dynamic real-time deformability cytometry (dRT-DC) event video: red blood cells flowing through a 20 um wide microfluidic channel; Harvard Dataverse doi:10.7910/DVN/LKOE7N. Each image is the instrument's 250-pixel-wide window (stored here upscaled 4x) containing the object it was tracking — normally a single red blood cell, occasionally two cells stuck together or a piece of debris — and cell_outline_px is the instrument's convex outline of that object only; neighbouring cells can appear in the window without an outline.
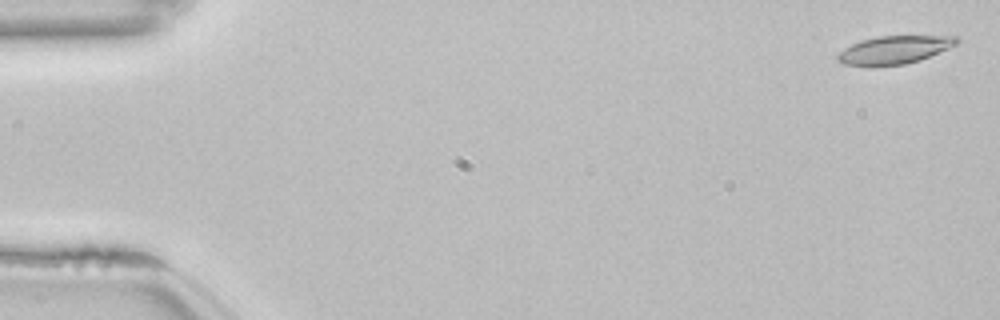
{"species": "common noctule bat (a hibernating species)", "species_latin": "Nyctalus noctula", "temperature_condition": "room temperature", "stored_images_in_passage": 54, "camera_frame_rate_fps": 3000, "um_per_image_px": 0.085, "animal": {"sex": "female", "body_mass_g": 22.7, "forearm_length_mm": 54.2}, "frame": {"image": 1, "passage_image": 2, "time_ms": 0.333, "image_size_px": [1000, 320], "cell_outline_px": [[960, 44], [920, 60], [904, 64], [872, 68], [868, 68], [844, 64], [836, 60], [836, 56], [844, 48], [860, 40], [880, 36], [960, 36]], "centroid_in_image_um": [76.01, 4.26], "position_along_channel_um": 9.0, "area_um2": 20.06}}
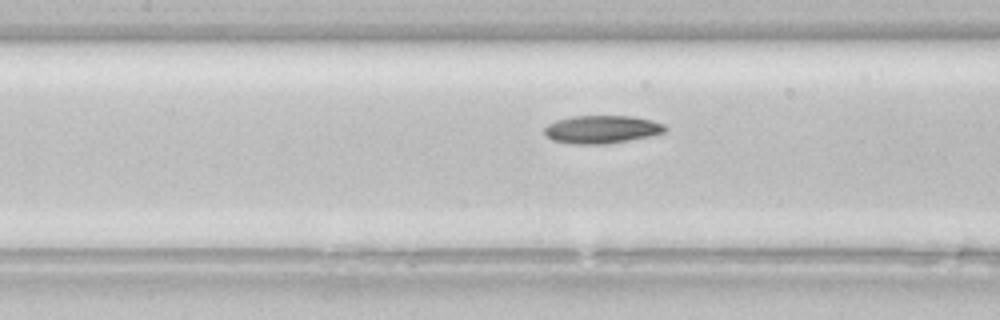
{"frame": {"image": 2, "passage_image": 25, "time_ms": 8.0, "image_size_px": [1000, 320], "cell_outline_px": [[668, 128], [664, 132], [652, 136], [608, 144], [572, 144], [552, 140], [544, 132], [544, 128], [548, 124], [556, 120], [572, 116], [628, 116], [652, 120], [664, 124]], "centroid_in_image_um": [51.17, 11.0], "position_along_channel_um": 156.2, "area_um2": 19.77}}
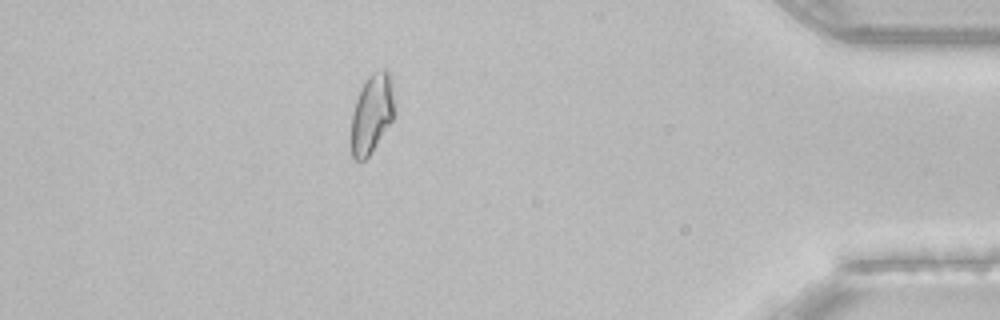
{"frame": {"image": 3, "passage_image": 48, "time_ms": 15.667, "image_size_px": [1000, 320], "cell_outline_px": [[396, 116], [372, 152], [364, 160], [352, 160], [352, 112], [356, 100], [368, 76], [372, 72], [384, 68], [388, 68], [392, 76], [396, 112]], "centroid_in_image_um": [31.67, 9.62], "position_along_channel_um": 403.5, "area_um2": 20.46}, "authors_computed_cell_mechanics": {"area_um2": 19.7965, "velocity_mm_per_s": 3.833, "shape_relaxation_time_tau1_ms": 10.4655, "shape_relaxation_time_tau2_ms": 11.269, "deformation_change_tau1": 0.2308, "deformation_change_tau2": 0.1774}}